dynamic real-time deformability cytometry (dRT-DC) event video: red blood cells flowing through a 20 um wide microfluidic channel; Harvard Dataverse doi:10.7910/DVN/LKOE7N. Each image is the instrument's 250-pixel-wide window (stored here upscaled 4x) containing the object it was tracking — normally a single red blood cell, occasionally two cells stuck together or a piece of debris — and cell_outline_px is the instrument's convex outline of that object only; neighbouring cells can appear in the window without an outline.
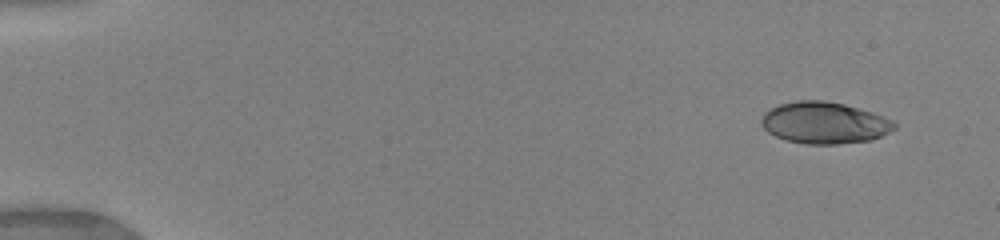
{"species": "human", "species_latin": "Homo sapiens", "temperature_condition": "warm", "stored_images_in_passage": 5, "camera_frame_rate_fps": 3000, "um_per_image_px": 0.085, "donor": {"sex": "female"}, "frame": {"image": 1, "passage_image": 1, "time_ms": 0.0, "image_size_px": [1000, 240], "cell_outline_px": [[896, 128], [872, 140], [840, 144], [808, 144], [784, 140], [768, 132], [760, 124], [760, 120], [764, 112], [780, 104], [796, 100], [824, 100], [844, 104], [872, 112], [896, 124]], "centroid_in_image_um": [70.02, 10.44], "position_along_channel_um": 15.0, "area_um2": 32.19}}
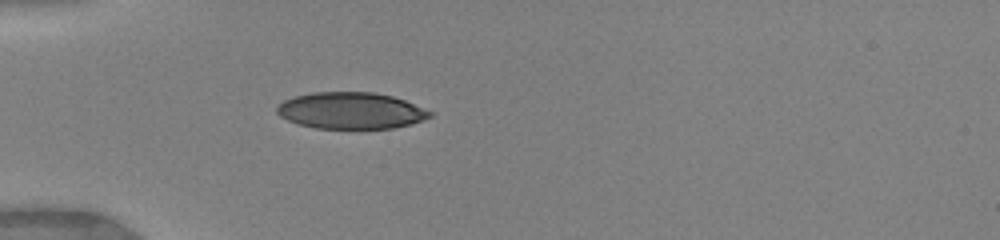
{"frame": {"image": 2, "passage_image": 5, "time_ms": 4.0, "image_size_px": [1000, 240], "cell_outline_px": [[432, 116], [424, 120], [412, 124], [392, 128], [316, 128], [300, 124], [288, 120], [280, 116], [276, 112], [276, 108], [284, 100], [296, 96], [312, 92], [376, 92], [392, 96], [404, 100], [432, 112]], "centroid_in_image_um": [29.83, 9.4], "position_along_channel_um": 55.2, "area_um2": 32.43}}